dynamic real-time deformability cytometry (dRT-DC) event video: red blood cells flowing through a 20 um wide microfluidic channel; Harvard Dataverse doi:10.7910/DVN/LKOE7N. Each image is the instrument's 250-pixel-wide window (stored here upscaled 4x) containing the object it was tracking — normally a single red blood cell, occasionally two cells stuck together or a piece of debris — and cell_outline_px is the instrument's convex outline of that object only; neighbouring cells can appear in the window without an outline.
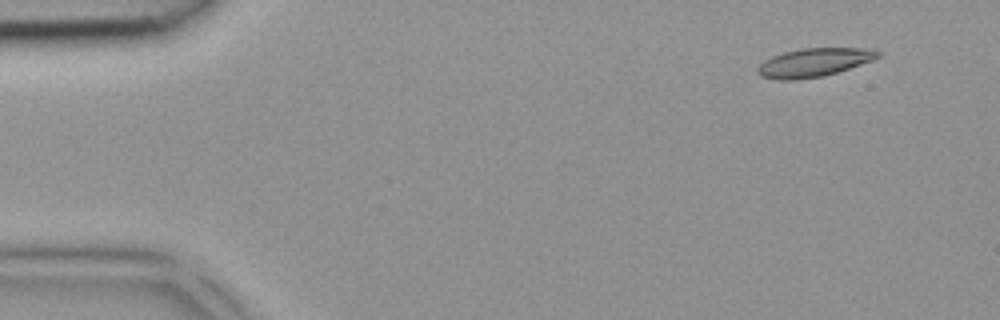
{"species": "common noctule bat (a hibernating species)", "species_latin": "Nyctalus noctula", "temperature_condition": "room temperature", "stored_images_in_passage": 4, "camera_frame_rate_fps": 3000, "um_per_image_px": 0.085, "animal": {"sex": "female", "body_mass_g": 18.4}, "frame": {"image": 1, "passage_image": 1, "time_ms": 0.0, "image_size_px": [1000, 320], "cell_outline_px": [[884, 56], [824, 76], [796, 80], [776, 80], [760, 76], [756, 72], [756, 68], [764, 60], [772, 56], [784, 52], [800, 48], [872, 48], [884, 52]], "centroid_in_image_um": [69.2, 5.3], "position_along_channel_um": 15.8, "area_um2": 20.29}}